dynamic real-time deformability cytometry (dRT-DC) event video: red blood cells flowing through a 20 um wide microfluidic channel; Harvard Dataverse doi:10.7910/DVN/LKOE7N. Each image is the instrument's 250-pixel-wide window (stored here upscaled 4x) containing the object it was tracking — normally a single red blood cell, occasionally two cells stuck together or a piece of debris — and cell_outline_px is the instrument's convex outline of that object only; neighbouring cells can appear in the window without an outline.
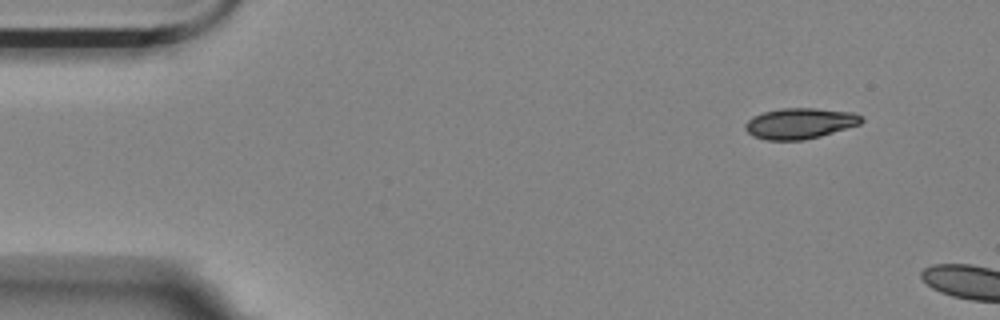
{"species": "Egyptian fruit bat (a non-hibernating species)", "species_latin": "Rousettus aegyptiacus", "temperature_condition": "room temperature", "stored_images_in_passage": 5, "camera_frame_rate_fps": 3000, "um_per_image_px": 0.085, "animal": {"sex": "female"}, "frame": {"image": 1, "passage_image": 1, "time_ms": 0.0, "image_size_px": [1000, 320], "cell_outline_px": [[864, 120], [860, 124], [820, 136], [804, 140], [764, 140], [752, 136], [744, 128], [744, 124], [752, 116], [764, 112], [780, 108], [816, 108], [852, 112], [860, 116]], "centroid_in_image_um": [67.95, 10.49], "position_along_channel_um": 17.1, "area_um2": 20.87}}